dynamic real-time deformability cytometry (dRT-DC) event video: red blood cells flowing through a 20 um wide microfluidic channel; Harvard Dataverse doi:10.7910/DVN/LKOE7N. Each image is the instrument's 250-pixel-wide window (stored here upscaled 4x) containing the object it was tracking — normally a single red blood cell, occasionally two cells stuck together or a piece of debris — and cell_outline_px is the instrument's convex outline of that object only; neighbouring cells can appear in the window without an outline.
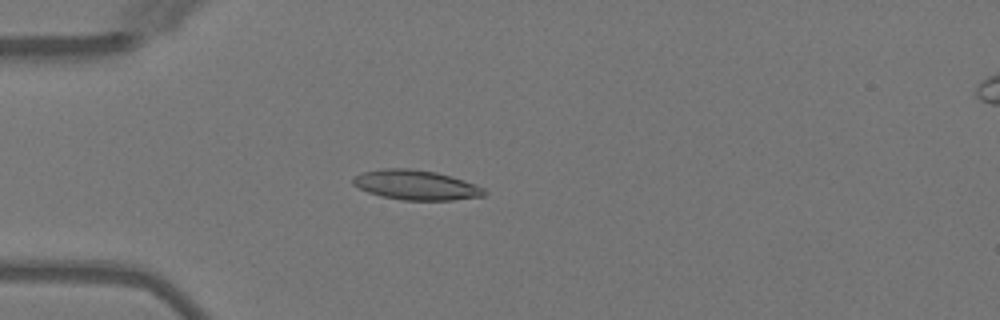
{"species": "Egyptian fruit bat (a non-hibernating species)", "species_latin": "Rousettus aegyptiacus", "temperature_condition": "warm", "stored_images_in_passage": 4, "camera_frame_rate_fps": 3000, "um_per_image_px": 0.085, "animal": {"sex": "female"}, "frame": {"image": 1, "passage_image": 3, "time_ms": 2.333, "image_size_px": [1000, 320], "cell_outline_px": [[488, 192], [484, 196], [452, 200], [400, 200], [380, 196], [368, 192], [352, 184], [352, 180], [356, 176], [364, 172], [384, 168], [408, 168], [436, 172], [452, 176], [484, 188]], "centroid_in_image_um": [35.37, 15.73], "position_along_channel_um": 49.6, "area_um2": 22.72}}